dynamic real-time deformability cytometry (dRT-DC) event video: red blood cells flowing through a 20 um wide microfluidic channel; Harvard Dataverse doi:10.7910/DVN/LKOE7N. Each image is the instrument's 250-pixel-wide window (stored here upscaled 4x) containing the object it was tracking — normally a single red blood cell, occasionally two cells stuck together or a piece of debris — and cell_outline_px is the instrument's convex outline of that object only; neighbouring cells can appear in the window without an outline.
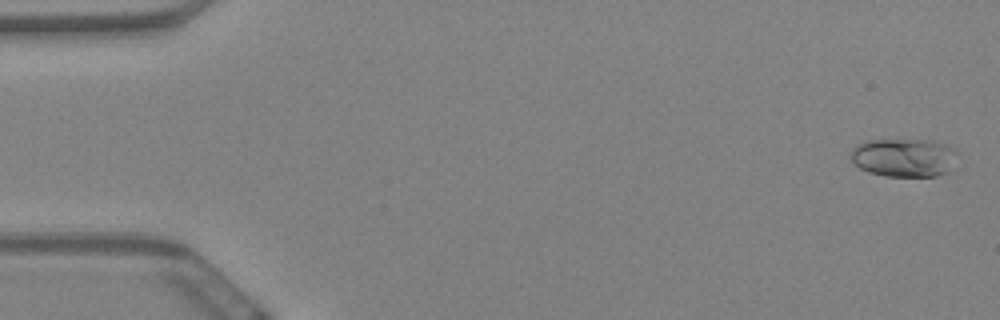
{"species": "Egyptian fruit bat (a non-hibernating species)", "species_latin": "Rousettus aegyptiacus", "temperature_condition": "warm", "stored_images_in_passage": 60, "camera_frame_rate_fps": 3000, "um_per_image_px": 0.085, "animal": {"sex": "female"}, "frame": {"image": 1, "passage_image": 2, "time_ms": 0.333, "image_size_px": [1000, 320], "cell_outline_px": [[956, 152], [948, 172], [936, 176], [884, 176], [868, 172], [860, 168], [848, 156], [852, 148], [856, 144], [868, 140], [936, 140], [948, 144], [956, 148]], "centroid_in_image_um": [76.81, 13.38], "position_along_channel_um": 8.2, "area_um2": 24.1}}
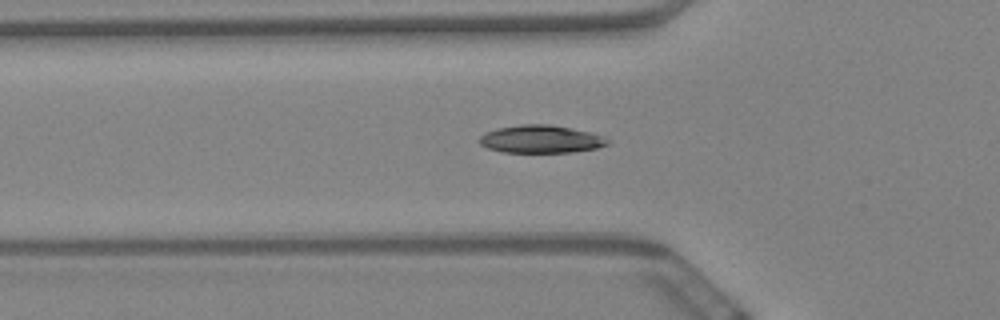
{"frame": {"image": 2, "passage_image": 21, "time_ms": 6.667, "image_size_px": [1000, 320], "cell_outline_px": [[612, 140], [608, 144], [596, 148], [572, 152], [504, 152], [488, 148], [480, 144], [476, 140], [484, 132], [496, 128], [520, 124], [548, 124], [592, 132]], "centroid_in_image_um": [45.95, 11.82], "position_along_channel_um": 79.8, "area_um2": 20.92}}
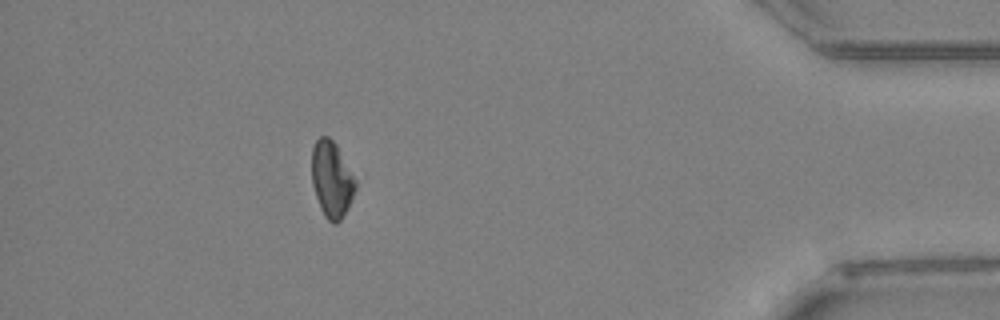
{"frame": {"image": 3, "passage_image": 54, "time_ms": 17.667, "image_size_px": [1000, 320], "cell_outline_px": [[356, 188], [348, 208], [340, 220], [336, 224], [332, 224], [324, 216], [320, 208], [312, 184], [312, 148], [316, 140], [320, 136], [328, 136], [336, 144], [356, 180]], "centroid_in_image_um": [28.19, 15.26], "position_along_channel_um": 407.0, "area_um2": 19.36}, "authors_computed_cell_mechanics": {"area_um2": 21.2126, "velocity_mm_per_s": 3.4213, "shape_relaxation_time_tau1_ms": 9.0419, "shape_relaxation_time_tau2_ms": 6.4682, "deformation_change_tau1": 0.1608, "deformation_change_tau2": 0.1106}}